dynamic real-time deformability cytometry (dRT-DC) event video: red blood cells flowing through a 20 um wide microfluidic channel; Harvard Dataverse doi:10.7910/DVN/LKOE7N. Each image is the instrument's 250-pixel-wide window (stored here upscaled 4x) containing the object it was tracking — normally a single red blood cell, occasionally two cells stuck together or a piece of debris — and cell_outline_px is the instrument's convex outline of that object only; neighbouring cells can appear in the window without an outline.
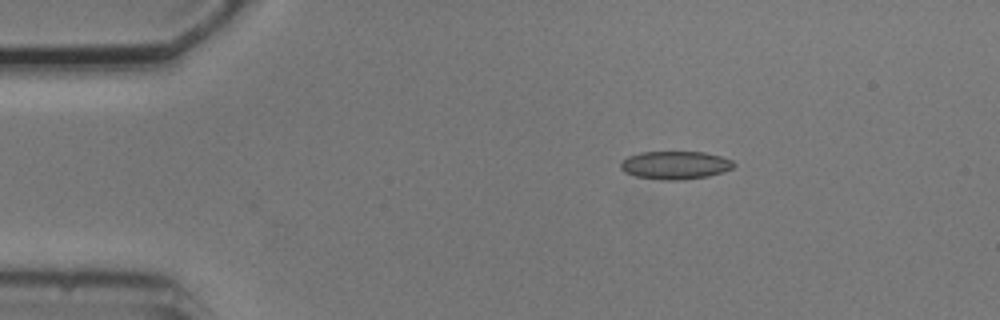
{"species": "common noctule bat (a hibernating species)", "species_latin": "Nyctalus noctula", "temperature_condition": "cold", "stored_images_in_passage": 4, "camera_frame_rate_fps": 3000, "um_per_image_px": 0.085, "animal": {"sex": "male", "body_mass_g": 20.5, "forearm_length_mm": 52.5}, "frame": {"image": 1, "passage_image": 1, "time_ms": 0.0, "image_size_px": [1000, 320], "cell_outline_px": [[736, 164], [732, 168], [724, 172], [708, 176], [680, 180], [664, 180], [636, 176], [624, 172], [620, 168], [620, 164], [628, 156], [640, 152], [704, 152], [720, 156], [732, 160]], "centroid_in_image_um": [57.4, 14.04], "position_along_channel_um": 27.6, "area_um2": 18.5}}
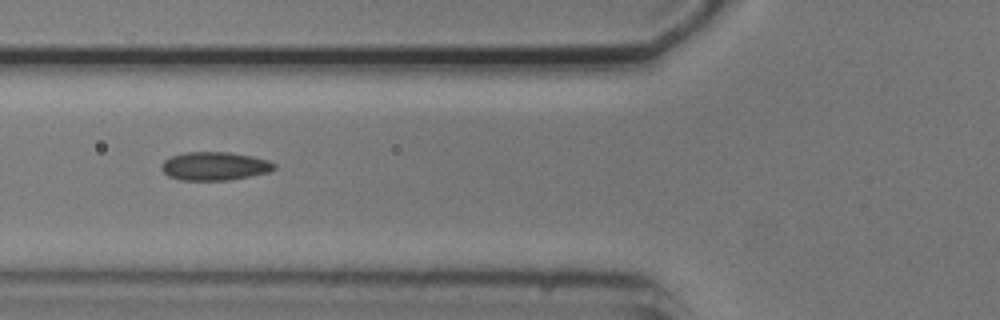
{"frame": {"image": 2, "passage_image": 4, "time_ms": 3.667, "image_size_px": [1000, 320], "cell_outline_px": [[276, 168], [268, 172], [228, 180], [180, 180], [168, 176], [160, 168], [160, 164], [164, 160], [172, 156], [184, 152], [228, 152], [252, 156], [268, 160], [276, 164]], "centroid_in_image_um": [18.21, 14.11], "position_along_channel_um": 107.6, "area_um2": 18.67}}